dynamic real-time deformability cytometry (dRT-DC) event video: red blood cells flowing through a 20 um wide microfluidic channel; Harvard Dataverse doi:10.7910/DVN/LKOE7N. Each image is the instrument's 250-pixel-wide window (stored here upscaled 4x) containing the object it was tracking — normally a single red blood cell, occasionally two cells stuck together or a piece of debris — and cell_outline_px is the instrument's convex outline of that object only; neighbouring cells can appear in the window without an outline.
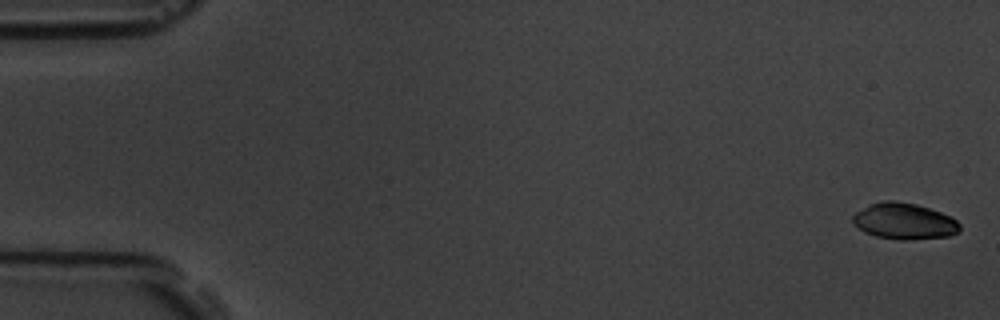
{"species": "common noctule bat (a hibernating species)", "species_latin": "Nyctalus noctula", "temperature_condition": "room temperature", "stored_images_in_passage": 8, "camera_frame_rate_fps": 3000, "um_per_image_px": 0.085, "animal": {"sex": "male", "body_mass_g": 19.5, "forearm_length_mm": 54.6}, "frame": {"image": 1, "passage_image": 1, "time_ms": 0.0, "image_size_px": [1000, 320], "cell_outline_px": [[960, 232], [948, 236], [904, 240], [900, 240], [876, 236], [864, 232], [852, 224], [852, 216], [856, 212], [868, 204], [884, 200], [892, 200], [916, 204], [940, 212], [956, 220], [960, 224]], "centroid_in_image_um": [76.82, 18.8], "position_along_channel_um": 8.2, "area_um2": 22.6}}
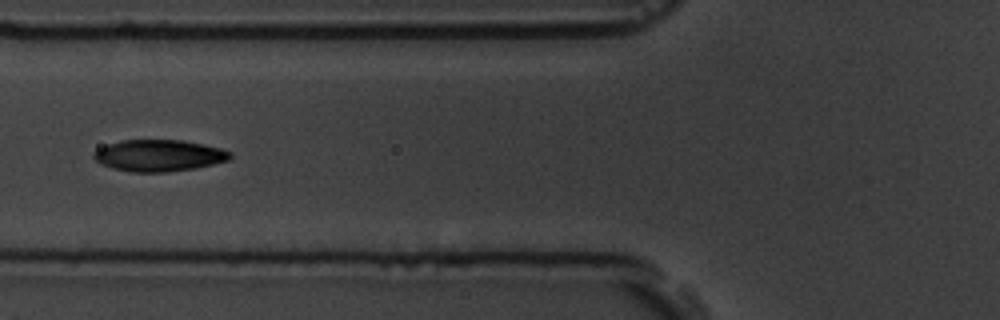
{"frame": {"image": 2, "passage_image": 7, "time_ms": 7.0, "image_size_px": [1000, 320], "cell_outline_px": [[232, 156], [228, 160], [196, 168], [168, 172], [132, 172], [112, 168], [100, 164], [92, 156], [92, 152], [108, 144], [120, 140], [184, 140], [204, 144], [220, 148], [232, 152]], "centroid_in_image_um": [13.5, 13.22], "position_along_channel_um": 112.3, "area_um2": 25.26}}
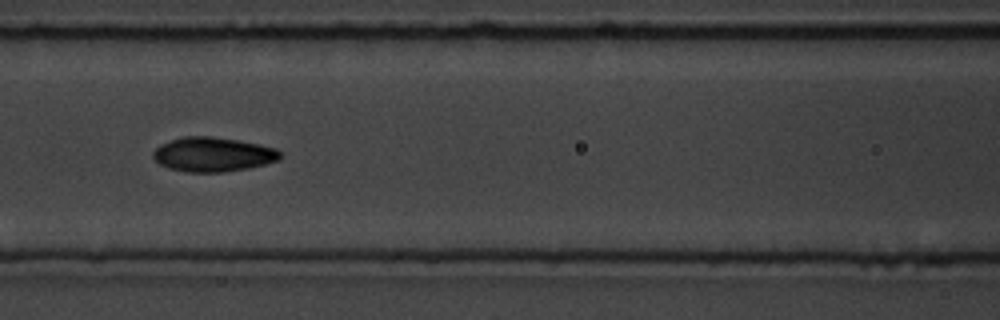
{"frame": {"image": 3, "passage_image": 8, "time_ms": 8.0, "image_size_px": [1000, 320], "cell_outline_px": [[280, 160], [248, 168], [224, 172], [188, 172], [168, 168], [160, 164], [152, 156], [152, 152], [160, 144], [180, 136], [212, 136], [236, 140], [276, 148], [280, 152]], "centroid_in_image_um": [18.06, 13.12], "position_along_channel_um": 148.5, "area_um2": 25.43}}